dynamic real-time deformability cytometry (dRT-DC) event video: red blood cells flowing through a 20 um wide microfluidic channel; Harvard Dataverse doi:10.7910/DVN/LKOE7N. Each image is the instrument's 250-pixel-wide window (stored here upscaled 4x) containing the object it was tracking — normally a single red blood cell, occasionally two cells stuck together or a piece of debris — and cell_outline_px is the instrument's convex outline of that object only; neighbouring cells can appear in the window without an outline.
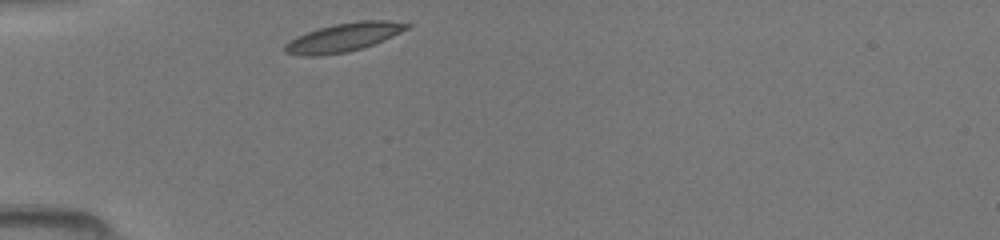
{"species": "common noctule bat (a hibernating species)", "species_latin": "Nyctalus noctula", "temperature_condition": "room temperature", "stored_images_in_passage": 28, "camera_frame_rate_fps": 3000, "um_per_image_px": 0.085, "animal": {"sex": "female", "body_mass_g": 19.5, "forearm_length_mm": 54.1}, "frame": {"image": 1, "passage_image": 1, "time_ms": 0.0, "image_size_px": [1000, 240], "cell_outline_px": [[412, 28], [384, 40], [348, 52], [320, 56], [304, 56], [284, 52], [284, 44], [296, 36], [320, 28], [336, 24], [360, 20], [388, 20], [412, 24]], "centroid_in_image_um": [29.24, 3.17], "position_along_channel_um": 55.8, "area_um2": 20.35}}
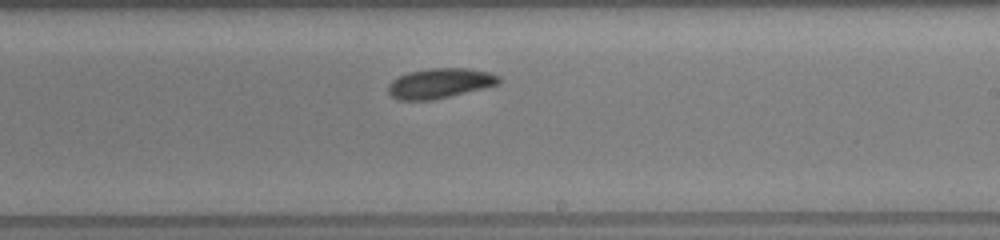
{"frame": {"image": 2, "passage_image": 16, "time_ms": 5.0, "image_size_px": [1000, 240], "cell_outline_px": [[500, 84], [484, 88], [432, 100], [400, 100], [392, 96], [388, 92], [388, 84], [392, 80], [408, 72], [432, 68], [464, 68], [488, 72], [500, 76]], "centroid_in_image_um": [37.39, 7.08], "position_along_channel_um": 251.6, "area_um2": 19.19}}
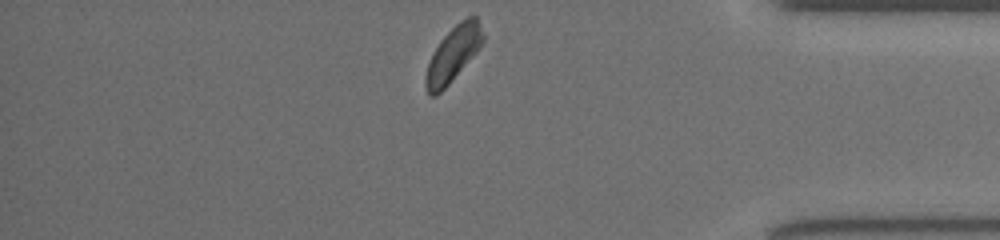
{"frame": {"image": 3, "passage_image": 28, "time_ms": 9.0, "image_size_px": [1000, 240], "cell_outline_px": [[484, 40], [476, 52], [448, 84], [436, 96], [428, 96], [424, 84], [424, 80], [428, 64], [440, 40], [460, 20], [468, 16], [476, 16], [484, 32]], "centroid_in_image_um": [38.51, 4.59], "position_along_channel_um": 396.7, "area_um2": 18.09}}